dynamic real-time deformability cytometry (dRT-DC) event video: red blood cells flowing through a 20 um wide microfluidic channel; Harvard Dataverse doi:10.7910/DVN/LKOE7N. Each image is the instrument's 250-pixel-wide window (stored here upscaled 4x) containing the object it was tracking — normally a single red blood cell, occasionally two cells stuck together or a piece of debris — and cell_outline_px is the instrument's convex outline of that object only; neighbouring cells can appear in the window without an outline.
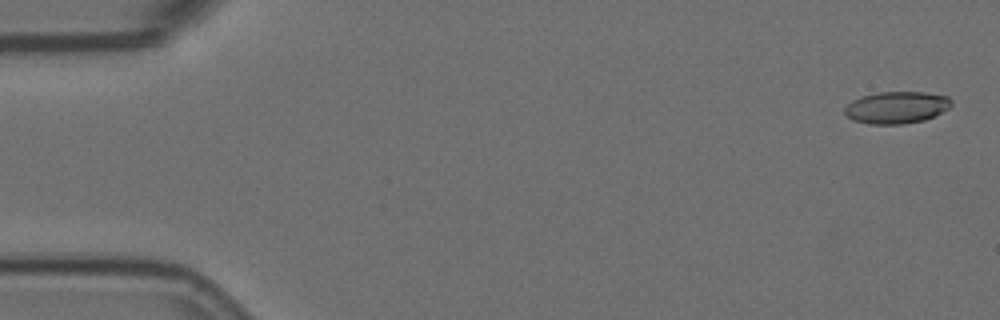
{"species": "Egyptian fruit bat (a non-hibernating species)", "species_latin": "Rousettus aegyptiacus", "temperature_condition": "room temperature", "stored_images_in_passage": 4, "camera_frame_rate_fps": 3000, "um_per_image_px": 0.085, "animal": {"sex": "female"}, "frame": {"image": 1, "passage_image": 1, "time_ms": 0.0, "image_size_px": [1000, 320], "cell_outline_px": [[952, 104], [948, 108], [924, 120], [904, 124], [868, 124], [852, 120], [844, 112], [844, 108], [852, 100], [860, 96], [880, 92], [924, 92], [948, 96], [952, 100]], "centroid_in_image_um": [76.18, 9.13], "position_along_channel_um": 8.8, "area_um2": 19.88}}